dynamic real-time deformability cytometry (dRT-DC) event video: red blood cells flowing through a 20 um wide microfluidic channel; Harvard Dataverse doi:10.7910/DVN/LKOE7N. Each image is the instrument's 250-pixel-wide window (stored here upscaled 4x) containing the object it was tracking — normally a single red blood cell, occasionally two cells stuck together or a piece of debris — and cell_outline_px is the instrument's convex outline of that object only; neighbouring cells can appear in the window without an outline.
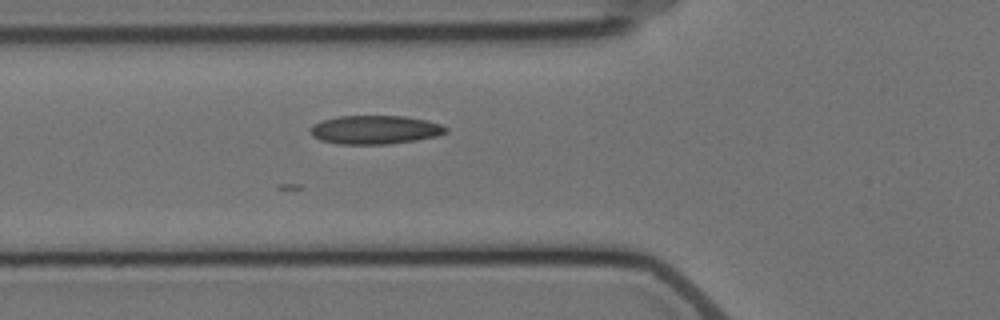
{"species": "Egyptian fruit bat (a non-hibernating species)", "species_latin": "Rousettus aegyptiacus", "temperature_condition": "cold", "stored_images_in_passage": 4, "segment_of_instrument_passage": [1, 2], "camera_frame_rate_fps": 3000, "um_per_image_px": 0.085, "animal": {"sex": "female"}, "frame": {"image": 1, "passage_image": 3, "time_ms": 2.333, "image_size_px": [1000, 320], "cell_outline_px": [[448, 132], [436, 136], [416, 140], [388, 144], [336, 144], [320, 140], [312, 136], [312, 124], [320, 120], [340, 116], [404, 116], [424, 120], [440, 124], [448, 128]], "centroid_in_image_um": [31.86, 11.03], "position_along_channel_um": 93.9, "area_um2": 22.6}}